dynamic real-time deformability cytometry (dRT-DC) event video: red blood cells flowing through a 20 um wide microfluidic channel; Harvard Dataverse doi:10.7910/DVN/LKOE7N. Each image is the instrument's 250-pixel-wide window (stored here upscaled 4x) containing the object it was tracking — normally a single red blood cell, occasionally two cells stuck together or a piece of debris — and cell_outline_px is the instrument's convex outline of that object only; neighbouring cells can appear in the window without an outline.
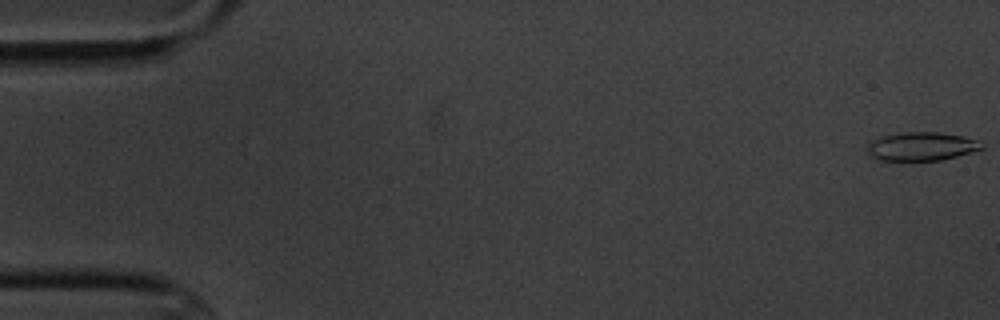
{"species": "common noctule bat (a hibernating species)", "species_latin": "Nyctalus noctula", "temperature_condition": "cold", "stored_images_in_passage": 9, "camera_frame_rate_fps": 3000, "um_per_image_px": 0.085, "animal": {"sex": "male", "body_mass_g": 20.1, "forearm_length_mm": 53.5}, "frame": {"image": 1, "passage_image": 1, "time_ms": 0.0, "image_size_px": [1000, 320], "cell_outline_px": [[984, 148], [972, 152], [940, 160], [880, 160], [872, 156], [864, 148], [872, 140], [884, 136], [904, 132], [940, 132], [964, 136], [976, 140], [984, 144]], "centroid_in_image_um": [78.34, 12.44], "position_along_channel_um": 6.7, "area_um2": 18.96}}
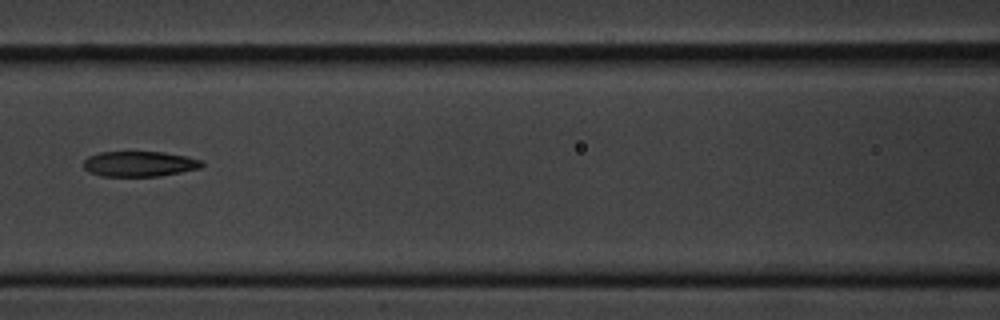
{"frame": {"image": 2, "passage_image": 8, "time_ms": 8.333, "image_size_px": [1000, 320], "cell_outline_px": [[204, 164], [200, 168], [160, 176], [100, 176], [88, 172], [84, 168], [84, 160], [88, 156], [100, 152], [164, 152], [184, 156], [200, 160]], "centroid_in_image_um": [11.81, 13.93], "position_along_channel_um": 154.8, "area_um2": 17.4}}
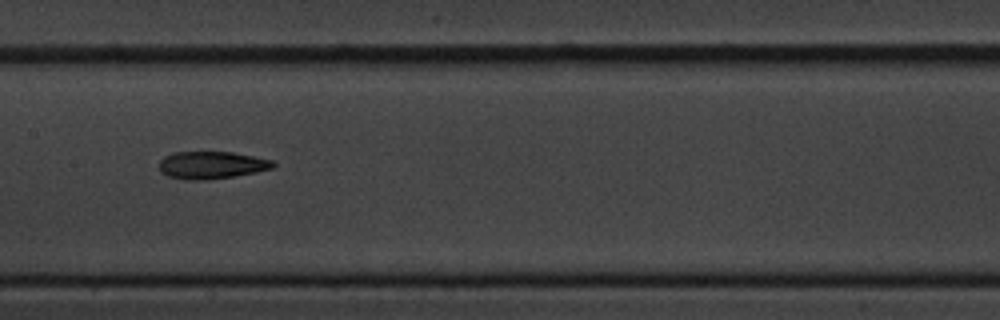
{"frame": {"image": 3, "passage_image": 9, "time_ms": 9.333, "image_size_px": [1000, 320], "cell_outline_px": [[276, 164], [272, 168], [256, 172], [232, 176], [204, 180], [188, 180], [168, 176], [160, 172], [160, 160], [164, 156], [176, 152], [232, 152], [272, 160]], "centroid_in_image_um": [17.96, 14.03], "position_along_channel_um": 189.4, "area_um2": 18.03}}